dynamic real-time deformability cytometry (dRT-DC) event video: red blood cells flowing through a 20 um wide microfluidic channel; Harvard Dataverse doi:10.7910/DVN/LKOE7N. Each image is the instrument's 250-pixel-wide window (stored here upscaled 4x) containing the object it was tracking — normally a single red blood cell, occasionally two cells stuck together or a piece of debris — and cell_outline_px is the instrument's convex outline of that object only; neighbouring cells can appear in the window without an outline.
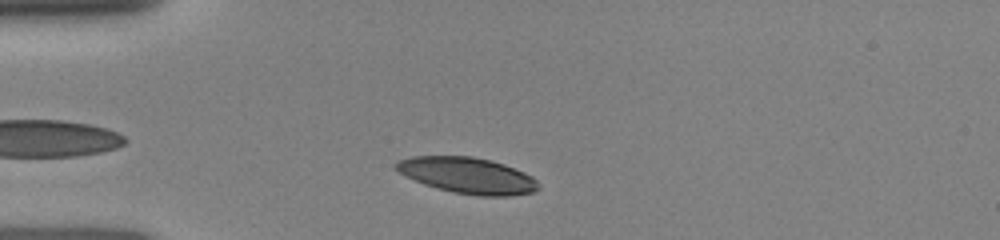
{"species": "human", "species_latin": "Homo sapiens", "temperature_condition": "room temperature", "stored_images_in_passage": 6, "camera_frame_rate_fps": 3000, "um_per_image_px": 0.085, "donor": {"sex": "female"}, "frame": {"image": 1, "passage_image": 5, "time_ms": 1.0, "image_size_px": [1000, 240], "cell_outline_px": [[540, 188], [536, 192], [512, 196], [480, 196], [452, 192], [436, 188], [424, 184], [404, 176], [392, 164], [396, 160], [412, 156], [472, 156], [504, 164], [524, 172], [532, 176], [540, 184]], "centroid_in_image_um": [39.74, 14.92], "position_along_channel_um": 45.3, "area_um2": 30.23}}